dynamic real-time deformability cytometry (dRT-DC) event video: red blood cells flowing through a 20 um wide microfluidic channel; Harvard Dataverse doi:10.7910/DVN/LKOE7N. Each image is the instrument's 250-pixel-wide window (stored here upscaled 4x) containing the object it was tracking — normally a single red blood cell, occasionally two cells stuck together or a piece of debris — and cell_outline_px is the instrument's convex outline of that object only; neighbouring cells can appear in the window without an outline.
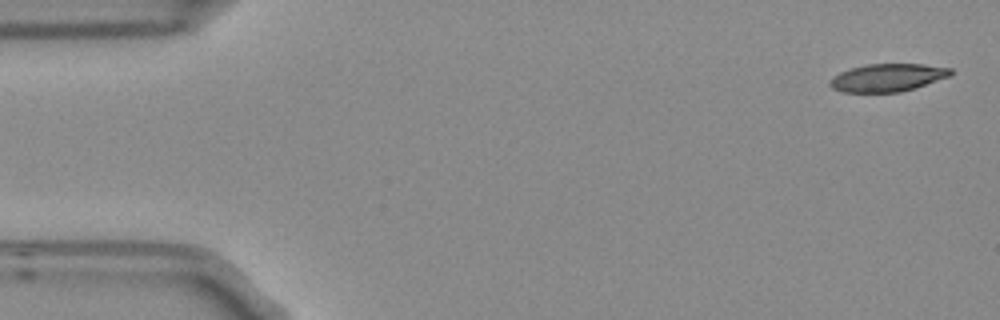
{"species": "Egyptian fruit bat (a non-hibernating species)", "species_latin": "Rousettus aegyptiacus", "temperature_condition": "room temperature", "stored_images_in_passage": 4, "camera_frame_rate_fps": 3000, "um_per_image_px": 0.085, "frame": {"image": 1, "passage_image": 1, "time_ms": 0.0, "image_size_px": [1000, 320], "cell_outline_px": [[952, 72], [948, 76], [900, 92], [840, 92], [832, 88], [828, 84], [840, 72], [852, 68], [868, 64], [924, 64], [952, 68]], "centroid_in_image_um": [75.42, 6.59], "position_along_channel_um": 9.6, "area_um2": 19.13}}
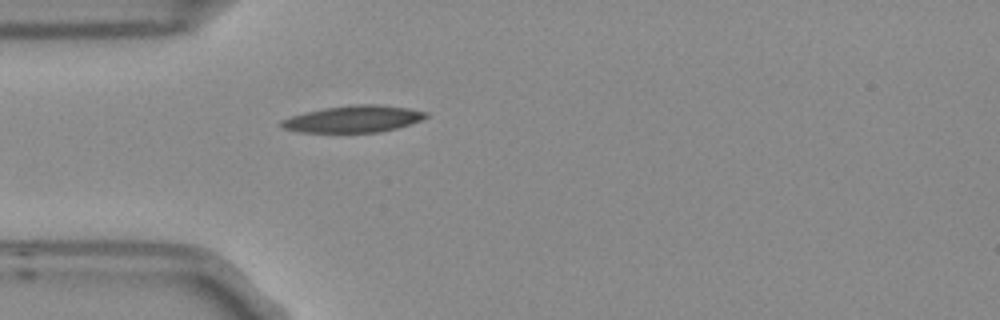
{"frame": {"image": 2, "passage_image": 4, "time_ms": 1.0, "image_size_px": [1000, 320], "cell_outline_px": [[428, 116], [420, 120], [396, 128], [380, 132], [300, 132], [284, 128], [280, 124], [280, 120], [304, 112], [324, 108], [352, 104], [376, 104], [408, 108], [428, 112]], "centroid_in_image_um": [30.03, 10.1], "position_along_channel_um": 55.0, "area_um2": 22.43}}